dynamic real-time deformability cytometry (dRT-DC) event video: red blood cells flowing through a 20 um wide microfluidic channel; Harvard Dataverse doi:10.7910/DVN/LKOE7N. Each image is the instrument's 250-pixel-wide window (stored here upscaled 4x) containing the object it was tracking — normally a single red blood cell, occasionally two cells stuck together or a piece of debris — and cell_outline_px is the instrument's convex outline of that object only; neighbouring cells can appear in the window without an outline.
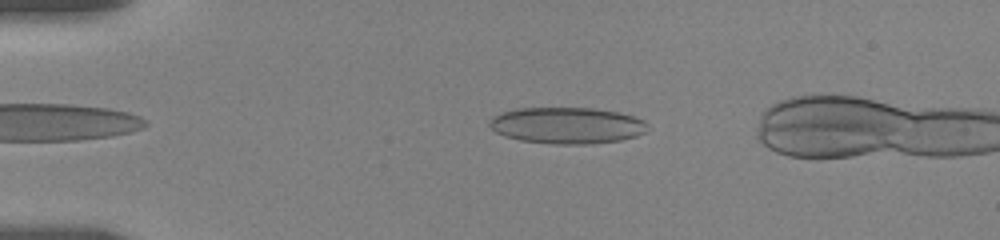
{"species": "human", "species_latin": "Homo sapiens", "temperature_condition": "room temperature", "stored_images_in_passage": 49, "camera_frame_rate_fps": 3000, "um_per_image_px": 0.085, "donor": {"sex": "female"}, "frame": {"image": 1, "passage_image": 9, "time_ms": 2.667, "image_size_px": [1000, 240], "cell_outline_px": [[648, 128], [644, 132], [636, 136], [620, 140], [592, 144], [552, 144], [520, 140], [504, 136], [496, 132], [488, 124], [488, 120], [492, 116], [500, 112], [516, 108], [592, 108], [616, 112], [632, 116], [644, 120], [648, 124]], "centroid_in_image_um": [48.15, 10.66], "position_along_channel_um": 36.8, "area_um2": 33.7}}
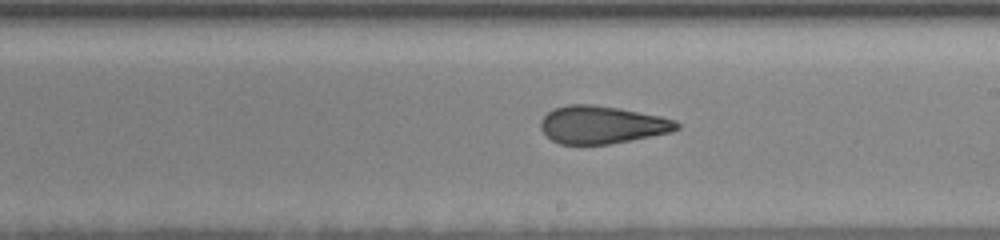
{"frame": {"image": 2, "passage_image": 29, "time_ms": 9.333, "image_size_px": [1000, 240], "cell_outline_px": [[680, 128], [672, 132], [632, 140], [608, 144], [560, 144], [552, 140], [540, 128], [540, 120], [552, 108], [568, 104], [592, 104], [620, 108], [660, 116], [676, 120], [680, 124]], "centroid_in_image_um": [51.17, 10.59], "position_along_channel_um": 237.8, "area_um2": 30.06}}
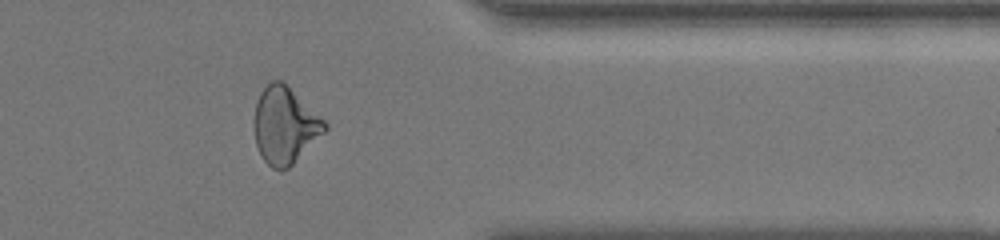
{"frame": {"image": 3, "passage_image": 42, "time_ms": 13.667, "image_size_px": [1000, 240], "cell_outline_px": [[328, 128], [288, 168], [280, 172], [272, 168], [264, 160], [256, 144], [256, 104], [260, 92], [272, 80], [280, 80], [324, 120], [328, 124]], "centroid_in_image_um": [24.21, 10.69], "position_along_channel_um": 387.2, "area_um2": 30.46}, "authors_computed_cell_mechanics": {"area_um2": 31.79, "velocity_mm_per_s": 3.6658, "shape_relaxation_time_tau1_ms": null, "shape_relaxation_time_tau2_ms": 2.004, "deformation_change_tau1": null, "deformation_change_tau2": 0.1042}}